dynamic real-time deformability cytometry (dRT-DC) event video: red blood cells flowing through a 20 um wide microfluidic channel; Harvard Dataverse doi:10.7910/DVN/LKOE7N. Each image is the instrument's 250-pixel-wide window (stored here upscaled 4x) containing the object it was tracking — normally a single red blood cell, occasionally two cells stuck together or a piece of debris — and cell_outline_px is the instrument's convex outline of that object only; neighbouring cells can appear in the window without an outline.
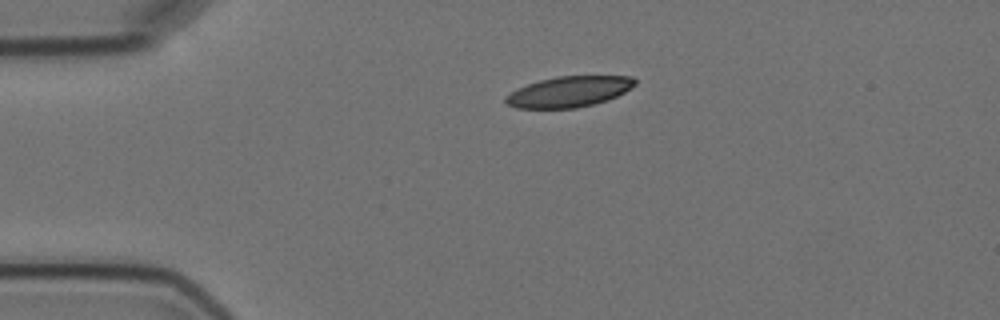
{"species": "Egyptian fruit bat (a non-hibernating species)", "species_latin": "Rousettus aegyptiacus", "temperature_condition": "cold", "stored_images_in_passage": 6, "camera_frame_rate_fps": 3000, "um_per_image_px": 0.085, "animal": {"sex": "female"}, "frame": {"image": 1, "passage_image": 6, "time_ms": 6.0, "image_size_px": [1000, 320], "cell_outline_px": [[636, 84], [624, 92], [616, 96], [592, 104], [576, 108], [516, 108], [508, 104], [504, 100], [504, 96], [528, 84], [540, 80], [556, 76], [632, 76], [636, 80]], "centroid_in_image_um": [48.36, 7.79], "position_along_channel_um": 36.6, "area_um2": 22.83}}